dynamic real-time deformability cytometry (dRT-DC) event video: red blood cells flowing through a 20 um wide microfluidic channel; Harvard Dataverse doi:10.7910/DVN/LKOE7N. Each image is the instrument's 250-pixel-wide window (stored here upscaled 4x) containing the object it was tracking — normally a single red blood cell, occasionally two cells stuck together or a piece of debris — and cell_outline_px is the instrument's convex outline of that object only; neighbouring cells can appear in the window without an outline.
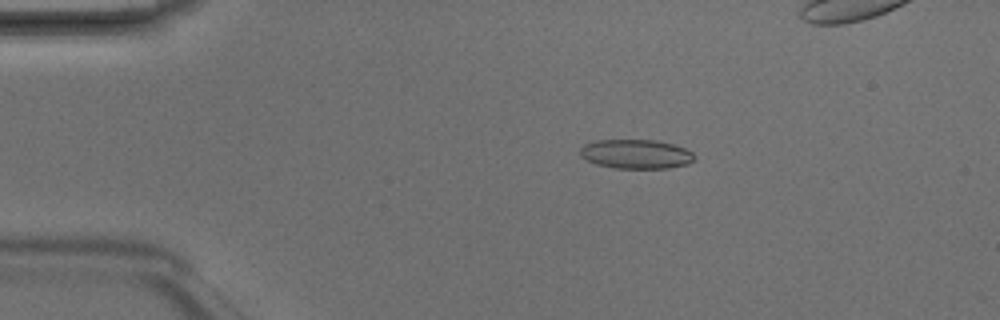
{"species": "Egyptian fruit bat (a non-hibernating species)", "species_latin": "Rousettus aegyptiacus", "temperature_condition": "room temperature", "stored_images_in_passage": 4, "camera_frame_rate_fps": 3000, "um_per_image_px": 0.085, "animal": {"sex": "male"}, "frame": {"image": 1, "passage_image": 2, "time_ms": 0.333, "image_size_px": [1000, 320], "cell_outline_px": [[696, 156], [688, 164], [668, 168], [612, 168], [596, 164], [580, 156], [580, 148], [584, 144], [592, 140], [656, 140], [672, 144], [684, 148], [692, 152]], "centroid_in_image_um": [54.03, 13.09], "position_along_channel_um": 31.0, "area_um2": 19.54}}